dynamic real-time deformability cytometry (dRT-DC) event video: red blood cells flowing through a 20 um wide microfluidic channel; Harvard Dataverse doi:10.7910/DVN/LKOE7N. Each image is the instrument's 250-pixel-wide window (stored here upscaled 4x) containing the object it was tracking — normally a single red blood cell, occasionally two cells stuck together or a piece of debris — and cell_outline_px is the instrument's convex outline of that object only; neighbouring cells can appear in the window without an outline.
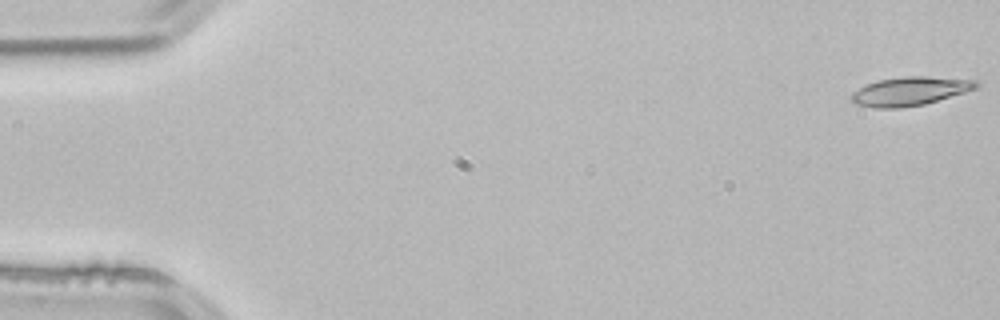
{"species": "common noctule bat (a hibernating species)", "species_latin": "Nyctalus noctula", "temperature_condition": "room temperature", "stored_images_in_passage": 4, "camera_frame_rate_fps": 3000, "um_per_image_px": 0.085, "animal": {"sex": "male", "body_mass_g": 21.5, "forearm_length_mm": 52.0}, "frame": {"image": 1, "passage_image": 1, "time_ms": 0.0, "image_size_px": [1000, 320], "cell_outline_px": [[980, 88], [924, 104], [900, 108], [872, 108], [856, 104], [848, 96], [852, 92], [868, 84], [880, 80], [904, 76], [928, 76], [980, 80]], "centroid_in_image_um": [77.4, 7.75], "position_along_channel_um": 7.6, "area_um2": 21.1}}